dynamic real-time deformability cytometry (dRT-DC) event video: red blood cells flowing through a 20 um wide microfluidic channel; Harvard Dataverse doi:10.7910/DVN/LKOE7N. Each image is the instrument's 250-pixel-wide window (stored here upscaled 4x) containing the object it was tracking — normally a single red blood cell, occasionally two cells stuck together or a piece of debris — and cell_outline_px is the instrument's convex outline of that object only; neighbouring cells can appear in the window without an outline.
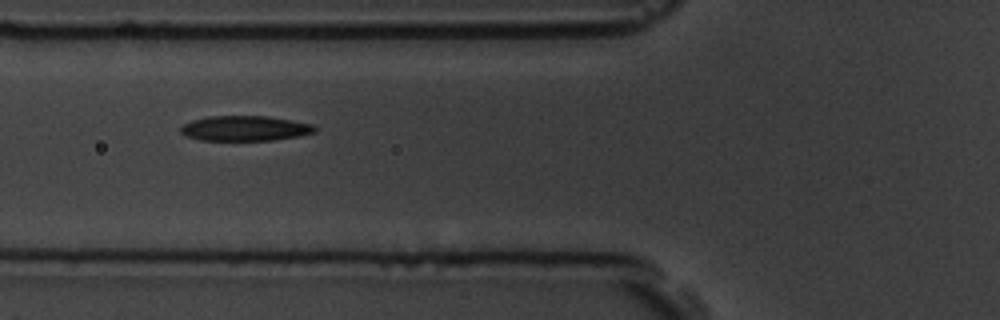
{"species": "common noctule bat (a hibernating species)", "species_latin": "Nyctalus noctula", "temperature_condition": "room temperature", "stored_images_in_passage": 16, "camera_frame_rate_fps": 3000, "um_per_image_px": 0.085, "animal": {"sex": "male", "body_mass_g": 19.5, "forearm_length_mm": 54.6}, "frame": {"image": 1, "passage_image": 7, "time_ms": 7.667, "image_size_px": [1000, 320], "cell_outline_px": [[316, 132], [276, 140], [200, 140], [184, 136], [180, 132], [180, 128], [184, 124], [192, 120], [208, 116], [268, 116], [292, 120], [312, 124], [316, 128]], "centroid_in_image_um": [20.8, 10.91], "position_along_channel_um": 105.0, "area_um2": 19.65}}
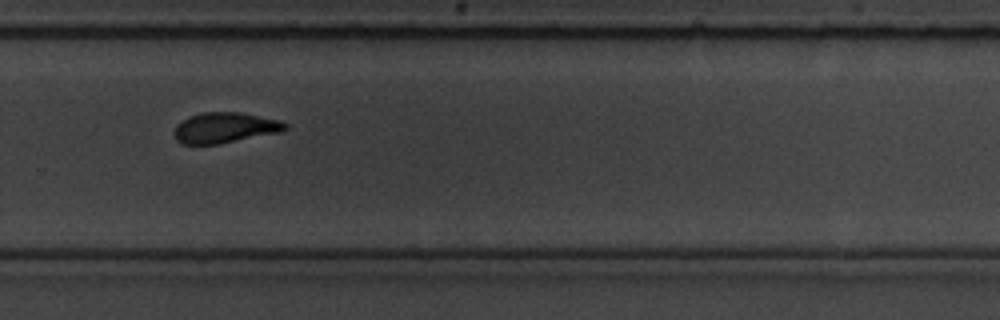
{"frame": {"image": 2, "passage_image": 12, "time_ms": 13.333, "image_size_px": [1000, 320], "cell_outline_px": [[288, 128], [284, 132], [220, 144], [180, 144], [176, 140], [172, 132], [176, 124], [192, 116], [204, 112], [240, 112], [280, 120], [288, 124]], "centroid_in_image_um": [19.15, 10.87], "position_along_channel_um": 310.7, "area_um2": 20.06}}
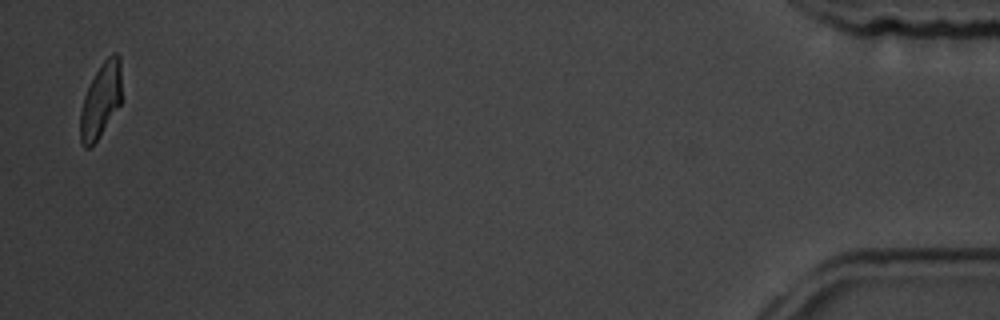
{"frame": {"image": 3, "passage_image": 16, "time_ms": 19.0, "image_size_px": [1000, 320], "cell_outline_px": [[120, 104], [96, 140], [88, 148], [84, 148], [80, 140], [80, 112], [84, 96], [88, 84], [104, 60], [112, 52], [116, 52], [120, 56]], "centroid_in_image_um": [8.54, 8.49], "position_along_channel_um": 426.7, "area_um2": 17.69}, "authors_computed_cell_mechanics": {"area_um2": 20.0855, "velocity_mm_per_s": 3.6438, "shape_relaxation_time_tau1_ms": 2.619, "shape_relaxation_time_tau2_ms": 1.0351, "deformation_change_tau1": 0.1116, "deformation_change_tau2": 0.0757}}